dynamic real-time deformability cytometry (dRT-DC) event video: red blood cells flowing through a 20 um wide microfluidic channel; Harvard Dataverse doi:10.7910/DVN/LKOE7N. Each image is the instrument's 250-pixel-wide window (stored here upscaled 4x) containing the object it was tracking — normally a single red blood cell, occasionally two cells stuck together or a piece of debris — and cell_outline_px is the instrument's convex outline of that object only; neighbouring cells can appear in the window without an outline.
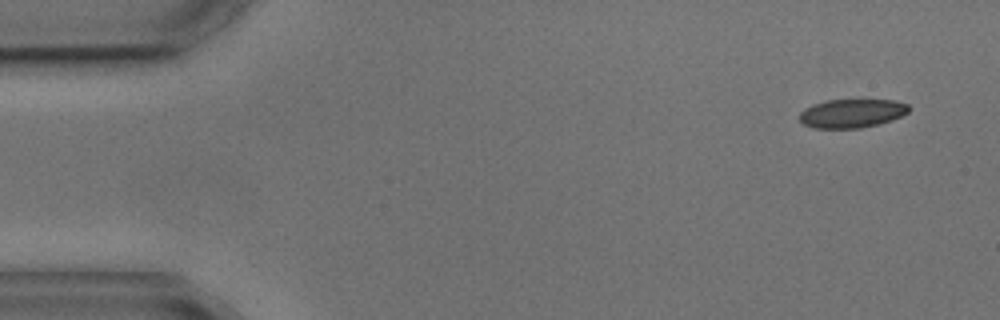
{"species": "common noctule bat (a hibernating species)", "species_latin": "Nyctalus noctula", "temperature_condition": "cold", "stored_images_in_passage": 5, "segment_of_instrument_passage": [2, 2], "camera_frame_rate_fps": 3000, "um_per_image_px": 0.085, "animal": {"sex": "male", "body_mass_g": 17.9, "forearm_length_mm": 54.2}, "frame": {"image": 1, "passage_image": 5, "time_ms": 5.0, "image_size_px": [1000, 320], "cell_outline_px": [[912, 108], [908, 112], [892, 120], [880, 124], [860, 128], [812, 128], [804, 124], [800, 120], [800, 112], [804, 108], [812, 104], [828, 100], [896, 100], [908, 104]], "centroid_in_image_um": [72.43, 9.63], "position_along_channel_um": 12.6, "area_um2": 18.44}}